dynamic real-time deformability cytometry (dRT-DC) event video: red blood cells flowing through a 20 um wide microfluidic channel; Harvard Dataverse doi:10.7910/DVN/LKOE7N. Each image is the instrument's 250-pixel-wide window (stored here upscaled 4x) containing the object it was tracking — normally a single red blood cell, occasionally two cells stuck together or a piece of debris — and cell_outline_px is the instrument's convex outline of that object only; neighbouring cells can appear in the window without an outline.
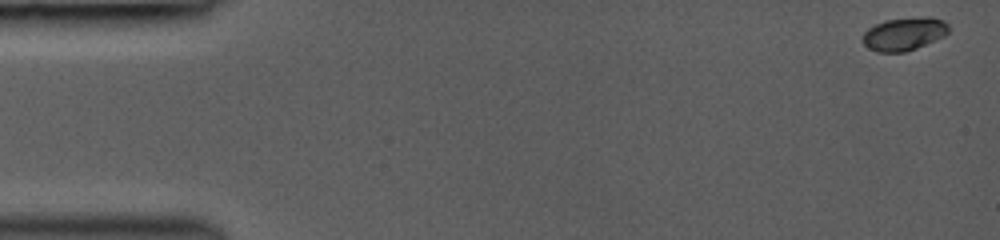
{"species": "common noctule bat (a hibernating species)", "species_latin": "Nyctalus noctula", "temperature_condition": "room temperature", "stored_images_in_passage": 23, "camera_frame_rate_fps": 3000, "um_per_image_px": 0.085, "animal": {"sex": "female", "body_mass_g": 19.0, "forearm_length_mm": 53.3}, "frame": {"image": 1, "passage_image": 1, "time_ms": 0.0, "image_size_px": [1000, 240], "cell_outline_px": [[948, 32], [944, 36], [916, 48], [904, 52], [876, 52], [868, 48], [860, 40], [864, 32], [868, 28], [884, 20], [924, 16], [932, 16], [944, 20], [948, 24]], "centroid_in_image_um": [76.83, 2.87], "position_along_channel_um": 8.2, "area_um2": 16.76}}
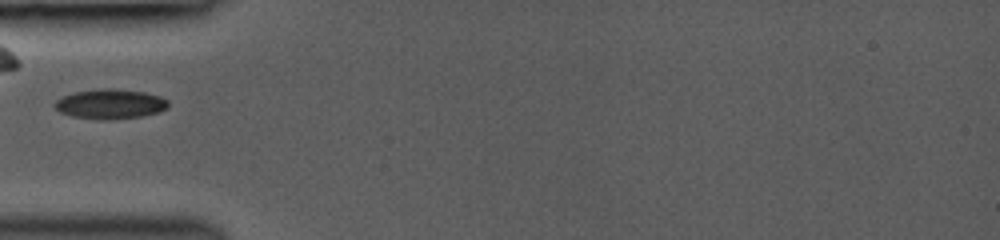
{"frame": {"image": 2, "passage_image": 12, "time_ms": 5.0, "image_size_px": [1000, 240], "cell_outline_px": [[168, 108], [160, 112], [144, 116], [112, 120], [100, 120], [72, 116], [60, 112], [52, 104], [56, 100], [64, 96], [76, 92], [100, 88], [112, 88], [144, 92], [160, 96], [168, 100]], "centroid_in_image_um": [9.4, 8.85], "position_along_channel_um": 75.6, "area_um2": 19.88}}
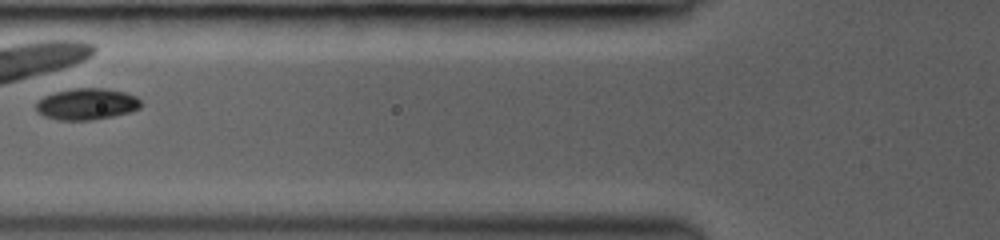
{"frame": {"image": 3, "passage_image": 13, "time_ms": 6.0, "image_size_px": [1000, 240], "cell_outline_px": [[140, 108], [128, 112], [112, 116], [92, 120], [60, 120], [44, 116], [36, 108], [36, 104], [44, 96], [56, 92], [72, 88], [104, 88], [124, 92], [136, 96], [140, 100]], "centroid_in_image_um": [7.38, 8.84], "position_along_channel_um": 118.4, "area_um2": 18.96}}